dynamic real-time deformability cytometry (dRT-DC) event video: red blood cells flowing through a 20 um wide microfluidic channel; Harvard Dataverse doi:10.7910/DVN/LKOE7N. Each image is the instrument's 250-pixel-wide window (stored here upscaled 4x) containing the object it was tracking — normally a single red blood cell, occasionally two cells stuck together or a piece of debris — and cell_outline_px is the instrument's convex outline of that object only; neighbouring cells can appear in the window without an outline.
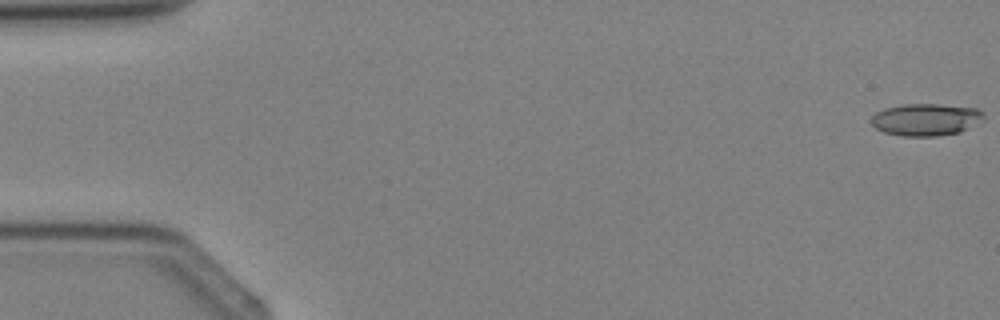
{"species": "Egyptian fruit bat (a non-hibernating species)", "species_latin": "Rousettus aegyptiacus", "temperature_condition": "cold", "stored_images_in_passage": 3, "camera_frame_rate_fps": 3000, "um_per_image_px": 0.085, "animal": {"sex": "female"}, "frame": {"image": 1, "passage_image": 1, "time_ms": 0.0, "image_size_px": [1000, 320], "cell_outline_px": [[984, 120], [980, 124], [960, 132], [936, 136], [904, 136], [884, 132], [876, 128], [872, 124], [872, 116], [876, 112], [884, 108], [904, 104], [940, 104], [976, 108], [984, 112]], "centroid_in_image_um": [78.76, 10.16], "position_along_channel_um": 6.2, "area_um2": 21.27}}